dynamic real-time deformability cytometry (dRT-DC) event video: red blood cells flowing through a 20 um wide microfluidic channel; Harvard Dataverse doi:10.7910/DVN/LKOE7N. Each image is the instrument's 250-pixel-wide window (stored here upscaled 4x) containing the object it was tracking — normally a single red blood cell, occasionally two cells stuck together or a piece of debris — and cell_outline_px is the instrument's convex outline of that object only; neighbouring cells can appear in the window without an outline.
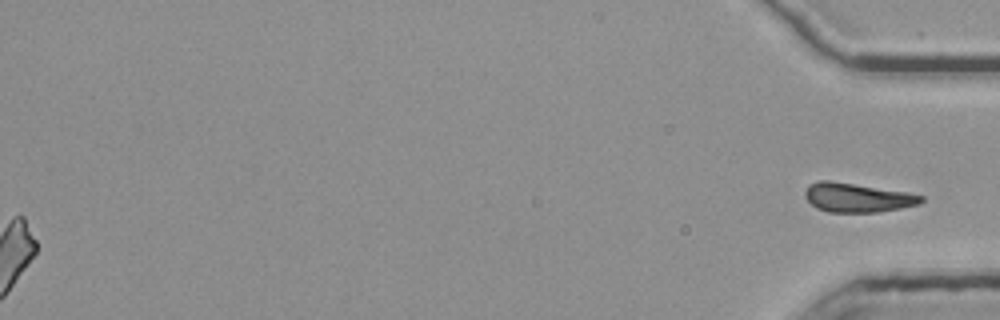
{"species": "common noctule bat (a hibernating species)", "species_latin": "Nyctalus noctula", "temperature_condition": "room temperature", "stored_images_in_passage": 54, "segment_of_instrument_passage": [2, 2], "camera_frame_rate_fps": 3000, "um_per_image_px": 0.085, "animal": {"sex": "female", "body_mass_g": 25.1}, "frame": {"image": 1, "passage_image": 54, "time_ms": 17.667, "image_size_px": [1000, 320], "cell_outline_px": [[924, 200], [920, 204], [900, 208], [876, 212], [828, 212], [816, 208], [804, 196], [804, 192], [808, 184], [816, 180], [828, 180], [904, 192], [924, 196]], "centroid_in_image_um": [72.82, 16.8], "position_along_channel_um": 362.4, "area_um2": 19.54}}